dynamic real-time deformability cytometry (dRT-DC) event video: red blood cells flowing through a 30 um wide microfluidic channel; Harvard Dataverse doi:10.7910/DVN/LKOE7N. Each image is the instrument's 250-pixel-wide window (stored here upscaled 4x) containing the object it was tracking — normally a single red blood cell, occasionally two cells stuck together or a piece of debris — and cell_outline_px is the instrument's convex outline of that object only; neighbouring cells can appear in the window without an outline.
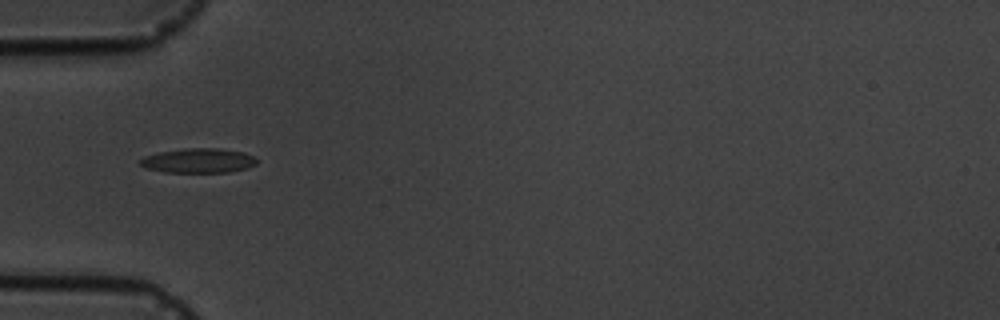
{"species": "common noctule bat (a hibernating species)", "species_latin": "Nyctalus noctula", "temperature_condition": "cold", "stored_images_in_passage": 3, "camera_frame_rate_fps": 3000, "um_per_image_px": 0.085, "animal": {"sex": "male", "body_mass_g": 19.5, "forearm_length_mm": 54.6}, "frame": {"image": 1, "passage_image": 1, "time_ms": 0.0, "image_size_px": [1000, 320], "cell_outline_px": [[256, 164], [248, 168], [228, 172], [164, 172], [148, 168], [140, 164], [140, 160], [144, 156], [160, 152], [188, 148], [220, 148], [244, 152], [252, 156], [256, 160]], "centroid_in_image_um": [16.89, 13.65], "position_along_channel_um": 68.1, "area_um2": 16.53}}
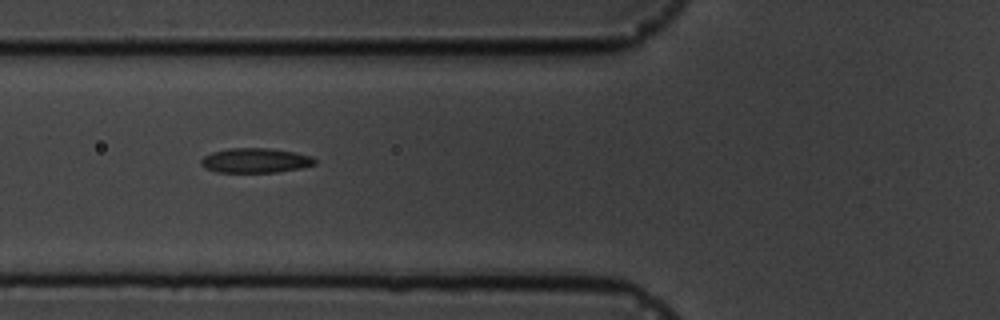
{"frame": {"image": 2, "passage_image": 2, "time_ms": 1.0, "image_size_px": [1000, 320], "cell_outline_px": [[316, 164], [300, 168], [276, 172], [216, 172], [204, 168], [200, 164], [200, 160], [204, 156], [212, 152], [232, 148], [268, 148], [292, 152], [312, 156], [316, 160]], "centroid_in_image_um": [21.68, 13.64], "position_along_channel_um": 104.1, "area_um2": 16.3}}
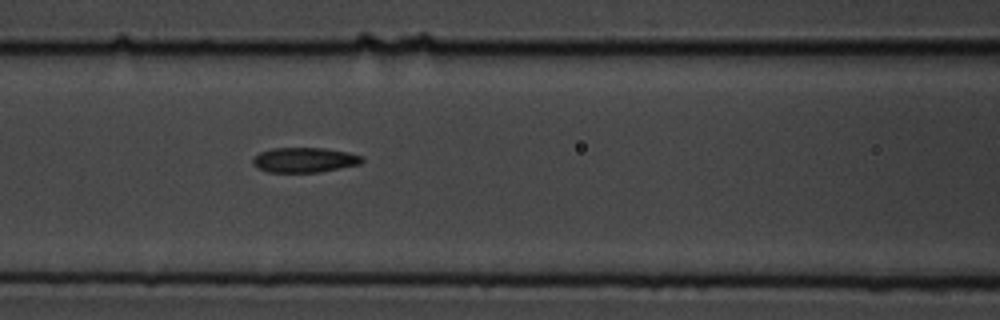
{"frame": {"image": 3, "passage_image": 3, "time_ms": 2.0, "image_size_px": [1000, 320], "cell_outline_px": [[364, 160], [360, 164], [320, 172], [268, 172], [256, 168], [252, 164], [252, 160], [260, 152], [272, 148], [324, 148], [348, 152], [360, 156]], "centroid_in_image_um": [25.85, 13.6], "position_along_channel_um": 140.8, "area_um2": 15.84}}